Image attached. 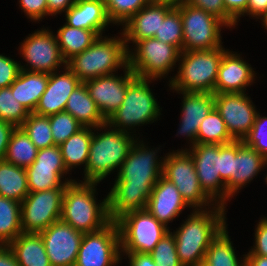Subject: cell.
<instances>
[{
	"label": "cell",
	"mask_w": 267,
	"mask_h": 266,
	"mask_svg": "<svg viewBox=\"0 0 267 266\" xmlns=\"http://www.w3.org/2000/svg\"><path fill=\"white\" fill-rule=\"evenodd\" d=\"M182 19L183 46L182 51L212 50L224 47L222 44V28L229 27L216 16L189 5H175Z\"/></svg>",
	"instance_id": "cell-9"
},
{
	"label": "cell",
	"mask_w": 267,
	"mask_h": 266,
	"mask_svg": "<svg viewBox=\"0 0 267 266\" xmlns=\"http://www.w3.org/2000/svg\"><path fill=\"white\" fill-rule=\"evenodd\" d=\"M29 112L17 101L11 87L0 89V119L20 127L28 118Z\"/></svg>",
	"instance_id": "cell-40"
},
{
	"label": "cell",
	"mask_w": 267,
	"mask_h": 266,
	"mask_svg": "<svg viewBox=\"0 0 267 266\" xmlns=\"http://www.w3.org/2000/svg\"><path fill=\"white\" fill-rule=\"evenodd\" d=\"M18 51L26 62L25 65L20 64L21 70L50 74L66 67L55 33L48 27L28 34L20 43Z\"/></svg>",
	"instance_id": "cell-12"
},
{
	"label": "cell",
	"mask_w": 267,
	"mask_h": 266,
	"mask_svg": "<svg viewBox=\"0 0 267 266\" xmlns=\"http://www.w3.org/2000/svg\"><path fill=\"white\" fill-rule=\"evenodd\" d=\"M266 168V159L242 140H236V156L233 158L232 178L226 183L227 201H231L239 190L258 176ZM248 183V184H247Z\"/></svg>",
	"instance_id": "cell-22"
},
{
	"label": "cell",
	"mask_w": 267,
	"mask_h": 266,
	"mask_svg": "<svg viewBox=\"0 0 267 266\" xmlns=\"http://www.w3.org/2000/svg\"><path fill=\"white\" fill-rule=\"evenodd\" d=\"M246 266H267V257L260 255H245Z\"/></svg>",
	"instance_id": "cell-56"
},
{
	"label": "cell",
	"mask_w": 267,
	"mask_h": 266,
	"mask_svg": "<svg viewBox=\"0 0 267 266\" xmlns=\"http://www.w3.org/2000/svg\"><path fill=\"white\" fill-rule=\"evenodd\" d=\"M21 62L0 54V89L9 87L21 71Z\"/></svg>",
	"instance_id": "cell-45"
},
{
	"label": "cell",
	"mask_w": 267,
	"mask_h": 266,
	"mask_svg": "<svg viewBox=\"0 0 267 266\" xmlns=\"http://www.w3.org/2000/svg\"><path fill=\"white\" fill-rule=\"evenodd\" d=\"M266 167H267V159H266ZM264 182H266V184H267V172H266V175H265V177H264Z\"/></svg>",
	"instance_id": "cell-59"
},
{
	"label": "cell",
	"mask_w": 267,
	"mask_h": 266,
	"mask_svg": "<svg viewBox=\"0 0 267 266\" xmlns=\"http://www.w3.org/2000/svg\"><path fill=\"white\" fill-rule=\"evenodd\" d=\"M168 2L151 1L122 25L126 47L136 41L152 38L164 21L165 15L174 7ZM129 44V45H128Z\"/></svg>",
	"instance_id": "cell-21"
},
{
	"label": "cell",
	"mask_w": 267,
	"mask_h": 266,
	"mask_svg": "<svg viewBox=\"0 0 267 266\" xmlns=\"http://www.w3.org/2000/svg\"><path fill=\"white\" fill-rule=\"evenodd\" d=\"M220 145L197 143L187 151L194 160L201 189L215 204L226 207V184L220 177Z\"/></svg>",
	"instance_id": "cell-15"
},
{
	"label": "cell",
	"mask_w": 267,
	"mask_h": 266,
	"mask_svg": "<svg viewBox=\"0 0 267 266\" xmlns=\"http://www.w3.org/2000/svg\"><path fill=\"white\" fill-rule=\"evenodd\" d=\"M49 74L21 70L17 79L10 85L12 94L29 113H33L46 90Z\"/></svg>",
	"instance_id": "cell-26"
},
{
	"label": "cell",
	"mask_w": 267,
	"mask_h": 266,
	"mask_svg": "<svg viewBox=\"0 0 267 266\" xmlns=\"http://www.w3.org/2000/svg\"><path fill=\"white\" fill-rule=\"evenodd\" d=\"M108 19L112 24L122 26L150 0H103Z\"/></svg>",
	"instance_id": "cell-39"
},
{
	"label": "cell",
	"mask_w": 267,
	"mask_h": 266,
	"mask_svg": "<svg viewBox=\"0 0 267 266\" xmlns=\"http://www.w3.org/2000/svg\"><path fill=\"white\" fill-rule=\"evenodd\" d=\"M253 247L245 255H260L267 257V217L259 219L254 230Z\"/></svg>",
	"instance_id": "cell-48"
},
{
	"label": "cell",
	"mask_w": 267,
	"mask_h": 266,
	"mask_svg": "<svg viewBox=\"0 0 267 266\" xmlns=\"http://www.w3.org/2000/svg\"><path fill=\"white\" fill-rule=\"evenodd\" d=\"M29 194L26 170L0 160V196L22 202Z\"/></svg>",
	"instance_id": "cell-32"
},
{
	"label": "cell",
	"mask_w": 267,
	"mask_h": 266,
	"mask_svg": "<svg viewBox=\"0 0 267 266\" xmlns=\"http://www.w3.org/2000/svg\"><path fill=\"white\" fill-rule=\"evenodd\" d=\"M49 123L54 145L58 146L84 127L65 111L49 115Z\"/></svg>",
	"instance_id": "cell-41"
},
{
	"label": "cell",
	"mask_w": 267,
	"mask_h": 266,
	"mask_svg": "<svg viewBox=\"0 0 267 266\" xmlns=\"http://www.w3.org/2000/svg\"><path fill=\"white\" fill-rule=\"evenodd\" d=\"M65 188L29 192L21 202V226L27 233H40L61 219Z\"/></svg>",
	"instance_id": "cell-14"
},
{
	"label": "cell",
	"mask_w": 267,
	"mask_h": 266,
	"mask_svg": "<svg viewBox=\"0 0 267 266\" xmlns=\"http://www.w3.org/2000/svg\"><path fill=\"white\" fill-rule=\"evenodd\" d=\"M124 75H104L84 82L90 97L107 120L123 103L127 86L137 77L127 66Z\"/></svg>",
	"instance_id": "cell-18"
},
{
	"label": "cell",
	"mask_w": 267,
	"mask_h": 266,
	"mask_svg": "<svg viewBox=\"0 0 267 266\" xmlns=\"http://www.w3.org/2000/svg\"><path fill=\"white\" fill-rule=\"evenodd\" d=\"M262 22V26L267 30V12H265L262 16L258 18Z\"/></svg>",
	"instance_id": "cell-57"
},
{
	"label": "cell",
	"mask_w": 267,
	"mask_h": 266,
	"mask_svg": "<svg viewBox=\"0 0 267 266\" xmlns=\"http://www.w3.org/2000/svg\"><path fill=\"white\" fill-rule=\"evenodd\" d=\"M242 141L267 159V117L258 111L252 129Z\"/></svg>",
	"instance_id": "cell-43"
},
{
	"label": "cell",
	"mask_w": 267,
	"mask_h": 266,
	"mask_svg": "<svg viewBox=\"0 0 267 266\" xmlns=\"http://www.w3.org/2000/svg\"><path fill=\"white\" fill-rule=\"evenodd\" d=\"M33 163L46 166H65L61 149L58 145L39 149L36 159Z\"/></svg>",
	"instance_id": "cell-49"
},
{
	"label": "cell",
	"mask_w": 267,
	"mask_h": 266,
	"mask_svg": "<svg viewBox=\"0 0 267 266\" xmlns=\"http://www.w3.org/2000/svg\"><path fill=\"white\" fill-rule=\"evenodd\" d=\"M234 140L229 134L224 120L214 108L200 124L197 133V143L227 144Z\"/></svg>",
	"instance_id": "cell-36"
},
{
	"label": "cell",
	"mask_w": 267,
	"mask_h": 266,
	"mask_svg": "<svg viewBox=\"0 0 267 266\" xmlns=\"http://www.w3.org/2000/svg\"><path fill=\"white\" fill-rule=\"evenodd\" d=\"M20 127L29 136L31 142L38 150L54 146L49 116H41L35 113H29L28 118Z\"/></svg>",
	"instance_id": "cell-37"
},
{
	"label": "cell",
	"mask_w": 267,
	"mask_h": 266,
	"mask_svg": "<svg viewBox=\"0 0 267 266\" xmlns=\"http://www.w3.org/2000/svg\"><path fill=\"white\" fill-rule=\"evenodd\" d=\"M8 246L19 266H51L40 233L22 232Z\"/></svg>",
	"instance_id": "cell-28"
},
{
	"label": "cell",
	"mask_w": 267,
	"mask_h": 266,
	"mask_svg": "<svg viewBox=\"0 0 267 266\" xmlns=\"http://www.w3.org/2000/svg\"><path fill=\"white\" fill-rule=\"evenodd\" d=\"M154 38L164 43L175 46L182 52L183 31L180 11L174 6L161 22L159 30L156 31Z\"/></svg>",
	"instance_id": "cell-38"
},
{
	"label": "cell",
	"mask_w": 267,
	"mask_h": 266,
	"mask_svg": "<svg viewBox=\"0 0 267 266\" xmlns=\"http://www.w3.org/2000/svg\"><path fill=\"white\" fill-rule=\"evenodd\" d=\"M226 50L217 47L212 50L182 51L176 75L169 76V90L173 93H214L219 65Z\"/></svg>",
	"instance_id": "cell-6"
},
{
	"label": "cell",
	"mask_w": 267,
	"mask_h": 266,
	"mask_svg": "<svg viewBox=\"0 0 267 266\" xmlns=\"http://www.w3.org/2000/svg\"><path fill=\"white\" fill-rule=\"evenodd\" d=\"M227 226L211 242L206 253L203 265L205 266H246L245 254L237 257L231 236H229ZM239 258V259H238ZM242 259V260H241Z\"/></svg>",
	"instance_id": "cell-33"
},
{
	"label": "cell",
	"mask_w": 267,
	"mask_h": 266,
	"mask_svg": "<svg viewBox=\"0 0 267 266\" xmlns=\"http://www.w3.org/2000/svg\"><path fill=\"white\" fill-rule=\"evenodd\" d=\"M93 136V128L83 127L81 130L70 136L59 147L67 171L79 166L85 171L87 167L90 142Z\"/></svg>",
	"instance_id": "cell-30"
},
{
	"label": "cell",
	"mask_w": 267,
	"mask_h": 266,
	"mask_svg": "<svg viewBox=\"0 0 267 266\" xmlns=\"http://www.w3.org/2000/svg\"><path fill=\"white\" fill-rule=\"evenodd\" d=\"M265 12H267V0H248L247 16L257 21Z\"/></svg>",
	"instance_id": "cell-54"
},
{
	"label": "cell",
	"mask_w": 267,
	"mask_h": 266,
	"mask_svg": "<svg viewBox=\"0 0 267 266\" xmlns=\"http://www.w3.org/2000/svg\"><path fill=\"white\" fill-rule=\"evenodd\" d=\"M21 12L35 23H40L44 18L48 17L47 0H18Z\"/></svg>",
	"instance_id": "cell-47"
},
{
	"label": "cell",
	"mask_w": 267,
	"mask_h": 266,
	"mask_svg": "<svg viewBox=\"0 0 267 266\" xmlns=\"http://www.w3.org/2000/svg\"><path fill=\"white\" fill-rule=\"evenodd\" d=\"M236 156V140L220 145V177L226 184L232 178L233 158Z\"/></svg>",
	"instance_id": "cell-46"
},
{
	"label": "cell",
	"mask_w": 267,
	"mask_h": 266,
	"mask_svg": "<svg viewBox=\"0 0 267 266\" xmlns=\"http://www.w3.org/2000/svg\"><path fill=\"white\" fill-rule=\"evenodd\" d=\"M166 233L149 253L157 266H182L176 251V241L172 230Z\"/></svg>",
	"instance_id": "cell-42"
},
{
	"label": "cell",
	"mask_w": 267,
	"mask_h": 266,
	"mask_svg": "<svg viewBox=\"0 0 267 266\" xmlns=\"http://www.w3.org/2000/svg\"><path fill=\"white\" fill-rule=\"evenodd\" d=\"M122 259L128 258V266H157L148 253L121 252ZM123 256H126L123 258ZM128 256V257H127Z\"/></svg>",
	"instance_id": "cell-51"
},
{
	"label": "cell",
	"mask_w": 267,
	"mask_h": 266,
	"mask_svg": "<svg viewBox=\"0 0 267 266\" xmlns=\"http://www.w3.org/2000/svg\"><path fill=\"white\" fill-rule=\"evenodd\" d=\"M38 149L21 127L11 134L4 160L16 166L26 168L36 159Z\"/></svg>",
	"instance_id": "cell-34"
},
{
	"label": "cell",
	"mask_w": 267,
	"mask_h": 266,
	"mask_svg": "<svg viewBox=\"0 0 267 266\" xmlns=\"http://www.w3.org/2000/svg\"><path fill=\"white\" fill-rule=\"evenodd\" d=\"M248 93L214 94L215 109L235 140H243L255 122L258 110Z\"/></svg>",
	"instance_id": "cell-16"
},
{
	"label": "cell",
	"mask_w": 267,
	"mask_h": 266,
	"mask_svg": "<svg viewBox=\"0 0 267 266\" xmlns=\"http://www.w3.org/2000/svg\"><path fill=\"white\" fill-rule=\"evenodd\" d=\"M160 2H168L174 5L180 4V3H185L187 0H160Z\"/></svg>",
	"instance_id": "cell-58"
},
{
	"label": "cell",
	"mask_w": 267,
	"mask_h": 266,
	"mask_svg": "<svg viewBox=\"0 0 267 266\" xmlns=\"http://www.w3.org/2000/svg\"><path fill=\"white\" fill-rule=\"evenodd\" d=\"M238 52L227 49L219 65L214 94L246 93L257 76L254 68Z\"/></svg>",
	"instance_id": "cell-19"
},
{
	"label": "cell",
	"mask_w": 267,
	"mask_h": 266,
	"mask_svg": "<svg viewBox=\"0 0 267 266\" xmlns=\"http://www.w3.org/2000/svg\"><path fill=\"white\" fill-rule=\"evenodd\" d=\"M226 11L236 20L238 25L240 18L246 16L248 0H223Z\"/></svg>",
	"instance_id": "cell-50"
},
{
	"label": "cell",
	"mask_w": 267,
	"mask_h": 266,
	"mask_svg": "<svg viewBox=\"0 0 267 266\" xmlns=\"http://www.w3.org/2000/svg\"><path fill=\"white\" fill-rule=\"evenodd\" d=\"M182 96V109L177 135L186 137L188 147L177 150H187L197 144V133L201 122L215 108L214 93L176 92Z\"/></svg>",
	"instance_id": "cell-20"
},
{
	"label": "cell",
	"mask_w": 267,
	"mask_h": 266,
	"mask_svg": "<svg viewBox=\"0 0 267 266\" xmlns=\"http://www.w3.org/2000/svg\"><path fill=\"white\" fill-rule=\"evenodd\" d=\"M133 45L128 49V66L137 77L159 81L174 72L181 53L175 46L154 37Z\"/></svg>",
	"instance_id": "cell-8"
},
{
	"label": "cell",
	"mask_w": 267,
	"mask_h": 266,
	"mask_svg": "<svg viewBox=\"0 0 267 266\" xmlns=\"http://www.w3.org/2000/svg\"><path fill=\"white\" fill-rule=\"evenodd\" d=\"M119 35L99 36L88 49L67 60L66 67L82 83L125 69L128 66V49L123 33Z\"/></svg>",
	"instance_id": "cell-5"
},
{
	"label": "cell",
	"mask_w": 267,
	"mask_h": 266,
	"mask_svg": "<svg viewBox=\"0 0 267 266\" xmlns=\"http://www.w3.org/2000/svg\"><path fill=\"white\" fill-rule=\"evenodd\" d=\"M186 3L216 16L231 30L237 26L236 20L226 11L223 0H187Z\"/></svg>",
	"instance_id": "cell-44"
},
{
	"label": "cell",
	"mask_w": 267,
	"mask_h": 266,
	"mask_svg": "<svg viewBox=\"0 0 267 266\" xmlns=\"http://www.w3.org/2000/svg\"><path fill=\"white\" fill-rule=\"evenodd\" d=\"M81 83L77 76L67 67L50 73L46 90L42 94L33 113L49 116L63 112L70 94Z\"/></svg>",
	"instance_id": "cell-24"
},
{
	"label": "cell",
	"mask_w": 267,
	"mask_h": 266,
	"mask_svg": "<svg viewBox=\"0 0 267 266\" xmlns=\"http://www.w3.org/2000/svg\"><path fill=\"white\" fill-rule=\"evenodd\" d=\"M65 24L80 29L96 31L103 36L112 23L108 19L103 0H77L65 13Z\"/></svg>",
	"instance_id": "cell-25"
},
{
	"label": "cell",
	"mask_w": 267,
	"mask_h": 266,
	"mask_svg": "<svg viewBox=\"0 0 267 266\" xmlns=\"http://www.w3.org/2000/svg\"><path fill=\"white\" fill-rule=\"evenodd\" d=\"M121 252L150 253L170 230L147 209L130 211L116 220Z\"/></svg>",
	"instance_id": "cell-11"
},
{
	"label": "cell",
	"mask_w": 267,
	"mask_h": 266,
	"mask_svg": "<svg viewBox=\"0 0 267 266\" xmlns=\"http://www.w3.org/2000/svg\"><path fill=\"white\" fill-rule=\"evenodd\" d=\"M154 79L136 77L128 86L127 93L121 106L107 119L114 129L136 133L138 126L152 124L161 119L162 108L153 94L150 84ZM150 83V84H149Z\"/></svg>",
	"instance_id": "cell-7"
},
{
	"label": "cell",
	"mask_w": 267,
	"mask_h": 266,
	"mask_svg": "<svg viewBox=\"0 0 267 266\" xmlns=\"http://www.w3.org/2000/svg\"><path fill=\"white\" fill-rule=\"evenodd\" d=\"M77 0H47L48 16L65 13Z\"/></svg>",
	"instance_id": "cell-53"
},
{
	"label": "cell",
	"mask_w": 267,
	"mask_h": 266,
	"mask_svg": "<svg viewBox=\"0 0 267 266\" xmlns=\"http://www.w3.org/2000/svg\"><path fill=\"white\" fill-rule=\"evenodd\" d=\"M29 192H40L55 188H66L75 179L65 178L70 172L65 166H46L32 163L25 168ZM65 178V179H64Z\"/></svg>",
	"instance_id": "cell-29"
},
{
	"label": "cell",
	"mask_w": 267,
	"mask_h": 266,
	"mask_svg": "<svg viewBox=\"0 0 267 266\" xmlns=\"http://www.w3.org/2000/svg\"><path fill=\"white\" fill-rule=\"evenodd\" d=\"M56 32L58 46L66 61L88 49L100 36L96 31L73 28L65 23Z\"/></svg>",
	"instance_id": "cell-31"
},
{
	"label": "cell",
	"mask_w": 267,
	"mask_h": 266,
	"mask_svg": "<svg viewBox=\"0 0 267 266\" xmlns=\"http://www.w3.org/2000/svg\"><path fill=\"white\" fill-rule=\"evenodd\" d=\"M0 266H19L8 245H0Z\"/></svg>",
	"instance_id": "cell-55"
},
{
	"label": "cell",
	"mask_w": 267,
	"mask_h": 266,
	"mask_svg": "<svg viewBox=\"0 0 267 266\" xmlns=\"http://www.w3.org/2000/svg\"><path fill=\"white\" fill-rule=\"evenodd\" d=\"M187 207L190 209L177 187L161 175L148 199L146 209L149 213L170 230L169 223Z\"/></svg>",
	"instance_id": "cell-23"
},
{
	"label": "cell",
	"mask_w": 267,
	"mask_h": 266,
	"mask_svg": "<svg viewBox=\"0 0 267 266\" xmlns=\"http://www.w3.org/2000/svg\"><path fill=\"white\" fill-rule=\"evenodd\" d=\"M121 260L119 228L111 221L101 230L83 234L75 266H117Z\"/></svg>",
	"instance_id": "cell-13"
},
{
	"label": "cell",
	"mask_w": 267,
	"mask_h": 266,
	"mask_svg": "<svg viewBox=\"0 0 267 266\" xmlns=\"http://www.w3.org/2000/svg\"><path fill=\"white\" fill-rule=\"evenodd\" d=\"M22 232L21 203L0 196V245H8Z\"/></svg>",
	"instance_id": "cell-35"
},
{
	"label": "cell",
	"mask_w": 267,
	"mask_h": 266,
	"mask_svg": "<svg viewBox=\"0 0 267 266\" xmlns=\"http://www.w3.org/2000/svg\"><path fill=\"white\" fill-rule=\"evenodd\" d=\"M51 266H75L83 233L61 219L40 232Z\"/></svg>",
	"instance_id": "cell-17"
},
{
	"label": "cell",
	"mask_w": 267,
	"mask_h": 266,
	"mask_svg": "<svg viewBox=\"0 0 267 266\" xmlns=\"http://www.w3.org/2000/svg\"><path fill=\"white\" fill-rule=\"evenodd\" d=\"M163 176L177 187L192 210H205L216 205L201 189L194 160L187 150H172L165 154Z\"/></svg>",
	"instance_id": "cell-10"
},
{
	"label": "cell",
	"mask_w": 267,
	"mask_h": 266,
	"mask_svg": "<svg viewBox=\"0 0 267 266\" xmlns=\"http://www.w3.org/2000/svg\"><path fill=\"white\" fill-rule=\"evenodd\" d=\"M16 127L0 119V160H4L12 132Z\"/></svg>",
	"instance_id": "cell-52"
},
{
	"label": "cell",
	"mask_w": 267,
	"mask_h": 266,
	"mask_svg": "<svg viewBox=\"0 0 267 266\" xmlns=\"http://www.w3.org/2000/svg\"><path fill=\"white\" fill-rule=\"evenodd\" d=\"M98 184L74 181L63 194L61 220L83 234L101 230L111 222L107 196L96 198Z\"/></svg>",
	"instance_id": "cell-4"
},
{
	"label": "cell",
	"mask_w": 267,
	"mask_h": 266,
	"mask_svg": "<svg viewBox=\"0 0 267 266\" xmlns=\"http://www.w3.org/2000/svg\"><path fill=\"white\" fill-rule=\"evenodd\" d=\"M226 207L216 204L205 210H191L181 225L173 230L176 251L182 266H197L204 262L211 242L226 227Z\"/></svg>",
	"instance_id": "cell-2"
},
{
	"label": "cell",
	"mask_w": 267,
	"mask_h": 266,
	"mask_svg": "<svg viewBox=\"0 0 267 266\" xmlns=\"http://www.w3.org/2000/svg\"><path fill=\"white\" fill-rule=\"evenodd\" d=\"M64 111L70 113L84 127L96 128L107 123L84 83L72 91Z\"/></svg>",
	"instance_id": "cell-27"
},
{
	"label": "cell",
	"mask_w": 267,
	"mask_h": 266,
	"mask_svg": "<svg viewBox=\"0 0 267 266\" xmlns=\"http://www.w3.org/2000/svg\"><path fill=\"white\" fill-rule=\"evenodd\" d=\"M137 137L131 133L116 130L108 123L93 128L83 181L80 179L77 181L100 183L113 171L118 172Z\"/></svg>",
	"instance_id": "cell-3"
},
{
	"label": "cell",
	"mask_w": 267,
	"mask_h": 266,
	"mask_svg": "<svg viewBox=\"0 0 267 266\" xmlns=\"http://www.w3.org/2000/svg\"><path fill=\"white\" fill-rule=\"evenodd\" d=\"M160 147L151 148L140 136L133 143L107 194L111 221L127 212L146 209L152 189L163 175L165 156L159 157Z\"/></svg>",
	"instance_id": "cell-1"
}]
</instances>
